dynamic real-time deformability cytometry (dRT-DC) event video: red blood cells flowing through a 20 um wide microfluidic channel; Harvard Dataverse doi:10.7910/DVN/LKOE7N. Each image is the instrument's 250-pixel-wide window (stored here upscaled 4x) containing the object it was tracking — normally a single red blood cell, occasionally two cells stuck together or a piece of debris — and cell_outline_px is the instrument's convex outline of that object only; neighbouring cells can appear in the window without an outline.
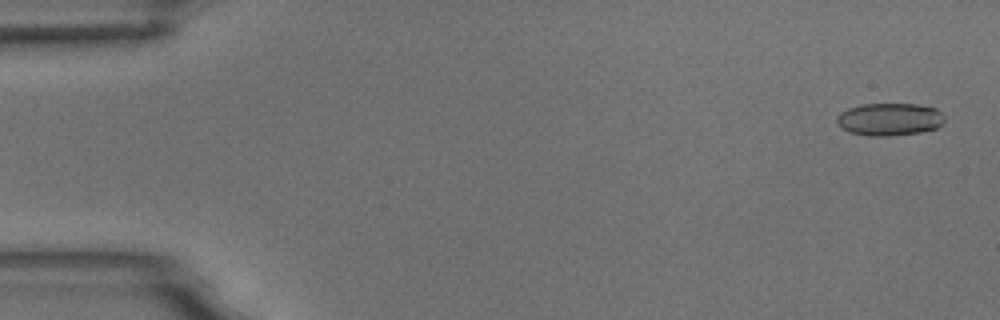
{"species": "common noctule bat (a hibernating species)", "species_latin": "Nyctalus noctula", "temperature_condition": "room temperature", "stored_images_in_passage": 5, "camera_frame_rate_fps": 3000, "um_per_image_px": 0.085, "animal": {"sex": "male", "body_mass_g": 18.8}, "frame": {"image": 1, "passage_image": 1, "time_ms": 0.0, "image_size_px": [1000, 320], "cell_outline_px": [[944, 120], [936, 128], [920, 132], [888, 136], [868, 136], [848, 132], [840, 128], [836, 120], [836, 116], [840, 112], [848, 108], [860, 104], [916, 104], [936, 108], [944, 116]], "centroid_in_image_um": [75.55, 10.14], "position_along_channel_um": 9.4, "area_um2": 20.58}}
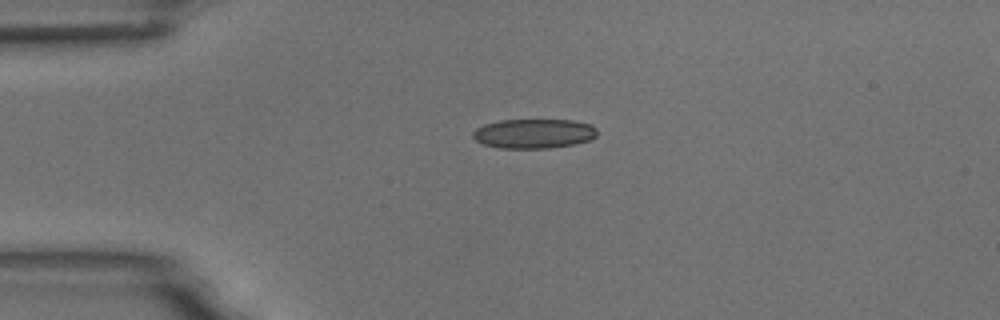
{"frame": {"image": 2, "passage_image": 4, "time_ms": 1.0, "image_size_px": [1000, 320], "cell_outline_px": [[596, 136], [592, 140], [572, 144], [548, 148], [500, 148], [484, 144], [476, 140], [472, 136], [472, 132], [476, 128], [484, 124], [500, 120], [572, 120], [592, 124], [596, 128]], "centroid_in_image_um": [45.38, 11.35], "position_along_channel_um": 39.6, "area_um2": 21.39}}